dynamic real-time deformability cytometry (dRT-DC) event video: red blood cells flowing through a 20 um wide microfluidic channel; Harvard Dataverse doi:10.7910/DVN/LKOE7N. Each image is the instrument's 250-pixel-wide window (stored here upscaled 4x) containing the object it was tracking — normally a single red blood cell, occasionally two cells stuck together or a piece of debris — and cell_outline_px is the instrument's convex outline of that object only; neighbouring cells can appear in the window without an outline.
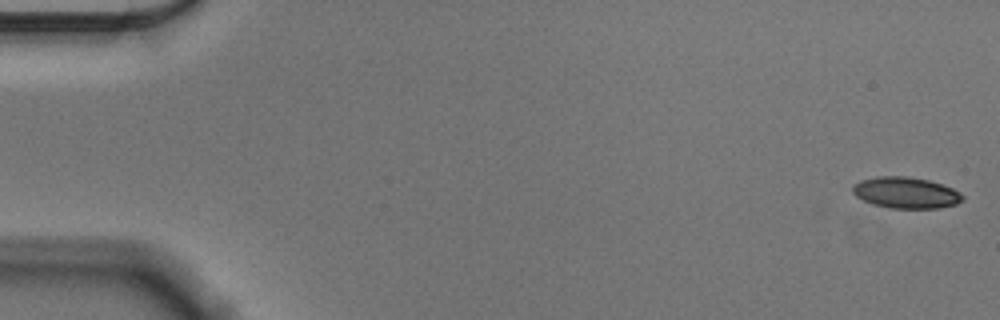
{"species": "Egyptian fruit bat (a non-hibernating species)", "species_latin": "Rousettus aegyptiacus", "temperature_condition": "cold", "stored_images_in_passage": 56, "camera_frame_rate_fps": 3000, "um_per_image_px": 0.085, "animal": {"sex": "male"}, "frame": {"image": 1, "passage_image": 1, "time_ms": 0.0, "image_size_px": [1000, 320], "cell_outline_px": [[964, 200], [956, 204], [940, 208], [888, 208], [872, 204], [856, 196], [852, 192], [852, 184], [860, 180], [876, 176], [908, 176], [928, 180], [952, 188], [960, 192], [964, 196]], "centroid_in_image_um": [76.98, 16.38], "position_along_channel_um": 8.0, "area_um2": 20.17}}
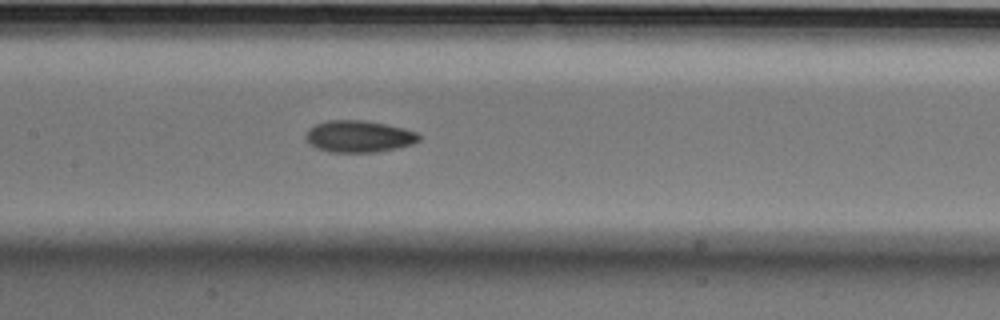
{"frame": {"image": 2, "passage_image": 27, "time_ms": 8.667, "image_size_px": [1000, 320], "cell_outline_px": [[420, 140], [412, 144], [396, 148], [376, 152], [328, 152], [316, 148], [308, 144], [304, 136], [308, 128], [316, 124], [328, 120], [364, 120], [404, 128], [416, 132], [420, 136]], "centroid_in_image_um": [30.45, 11.6], "position_along_channel_um": 176.9, "area_um2": 21.1}}
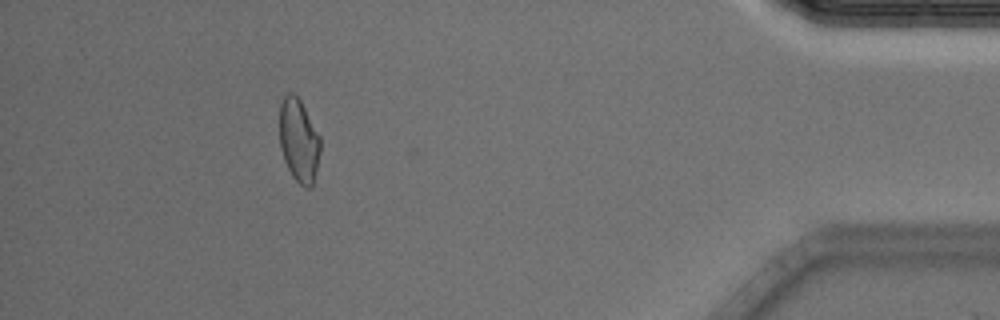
{"frame": {"image": 3, "passage_image": 51, "time_ms": 16.667, "image_size_px": [1000, 320], "cell_outline_px": [[320, 152], [312, 188], [304, 188], [292, 176], [284, 160], [280, 148], [280, 104], [284, 96], [288, 92], [292, 92], [300, 100], [320, 136]], "centroid_in_image_um": [25.4, 11.96], "position_along_channel_um": 409.8, "area_um2": 19.77}, "authors_computed_cell_mechanics": {"area_um2": 20.519, "velocity_mm_per_s": 3.5734, "shape_relaxation_time_tau1_ms": 5.0226, "shape_relaxation_time_tau2_ms": 5.6627, "deformation_change_tau1": 0.122, "deformation_change_tau2": 0.0973}}